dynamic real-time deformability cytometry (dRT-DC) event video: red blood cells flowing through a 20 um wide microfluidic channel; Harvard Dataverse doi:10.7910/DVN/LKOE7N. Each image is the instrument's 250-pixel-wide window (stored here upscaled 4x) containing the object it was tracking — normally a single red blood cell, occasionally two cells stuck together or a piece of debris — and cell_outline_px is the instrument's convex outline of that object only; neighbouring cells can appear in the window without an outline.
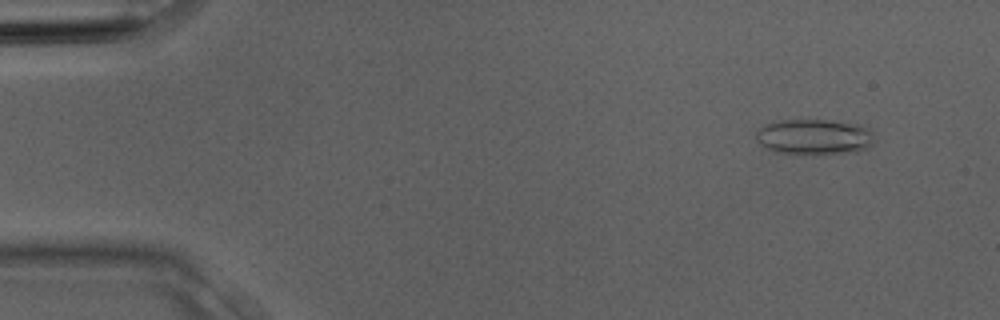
{"species": "Egyptian fruit bat (a non-hibernating species)", "species_latin": "Rousettus aegyptiacus", "temperature_condition": "room temperature", "stored_images_in_passage": 2, "camera_frame_rate_fps": 3000, "um_per_image_px": 0.085, "animal": {"sex": "male"}, "frame": {"image": 1, "passage_image": 1, "time_ms": 0.0, "image_size_px": [1000, 320], "cell_outline_px": [[876, 140], [868, 148], [856, 152], [776, 152], [760, 144], [756, 140], [756, 132], [760, 128], [768, 124], [780, 120], [828, 120], [856, 124], [872, 128], [876, 132]], "centroid_in_image_um": [69.31, 11.6], "position_along_channel_um": 15.7, "area_um2": 24.16}}